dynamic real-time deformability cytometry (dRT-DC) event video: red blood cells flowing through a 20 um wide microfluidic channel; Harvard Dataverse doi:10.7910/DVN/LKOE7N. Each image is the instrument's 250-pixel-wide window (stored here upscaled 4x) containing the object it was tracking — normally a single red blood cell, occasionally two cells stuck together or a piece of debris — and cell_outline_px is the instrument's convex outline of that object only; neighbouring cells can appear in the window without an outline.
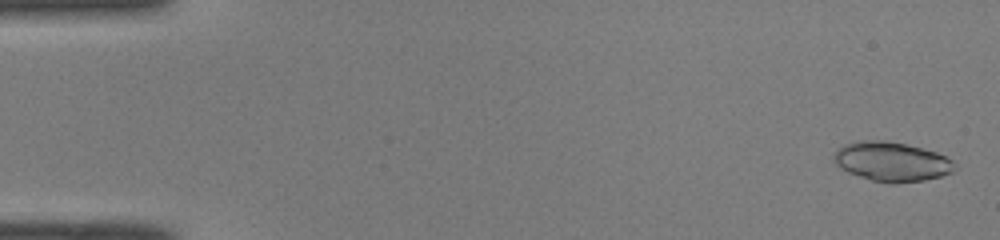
{"species": "common noctule bat (a hibernating species)", "species_latin": "Nyctalus noctula", "temperature_condition": "room temperature", "stored_images_in_passage": 50, "camera_frame_rate_fps": 3000, "um_per_image_px": 0.085, "animal": {"sex": "male", "body_mass_g": 19.0, "forearm_length_mm": 50.8}, "frame": {"image": 1, "passage_image": 2, "time_ms": 0.333, "image_size_px": [1000, 240], "cell_outline_px": [[956, 168], [952, 172], [940, 176], [924, 180], [896, 184], [888, 184], [872, 180], [848, 172], [840, 168], [832, 160], [832, 156], [844, 144], [856, 140], [888, 140], [936, 152], [952, 160], [956, 164]], "centroid_in_image_um": [75.77, 13.74], "position_along_channel_um": 9.2, "area_um2": 27.86}}
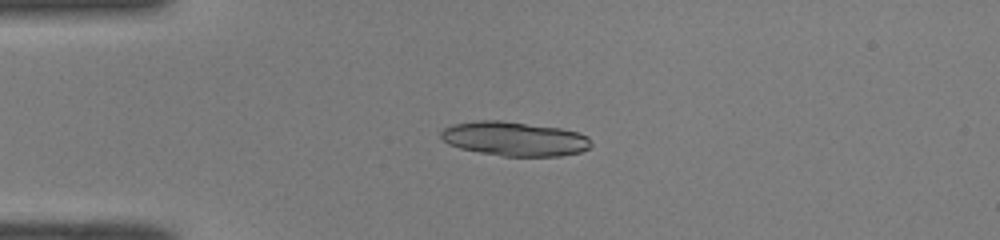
{"frame": {"image": 2, "passage_image": 13, "time_ms": 4.0, "image_size_px": [1000, 240], "cell_outline_px": [[592, 144], [588, 148], [580, 152], [560, 156], [504, 156], [480, 152], [460, 148], [448, 144], [440, 136], [440, 132], [444, 128], [452, 124], [476, 120], [500, 120], [560, 128], [576, 132], [588, 136]], "centroid_in_image_um": [43.71, 11.79], "position_along_channel_um": 41.3, "area_um2": 29.94}}